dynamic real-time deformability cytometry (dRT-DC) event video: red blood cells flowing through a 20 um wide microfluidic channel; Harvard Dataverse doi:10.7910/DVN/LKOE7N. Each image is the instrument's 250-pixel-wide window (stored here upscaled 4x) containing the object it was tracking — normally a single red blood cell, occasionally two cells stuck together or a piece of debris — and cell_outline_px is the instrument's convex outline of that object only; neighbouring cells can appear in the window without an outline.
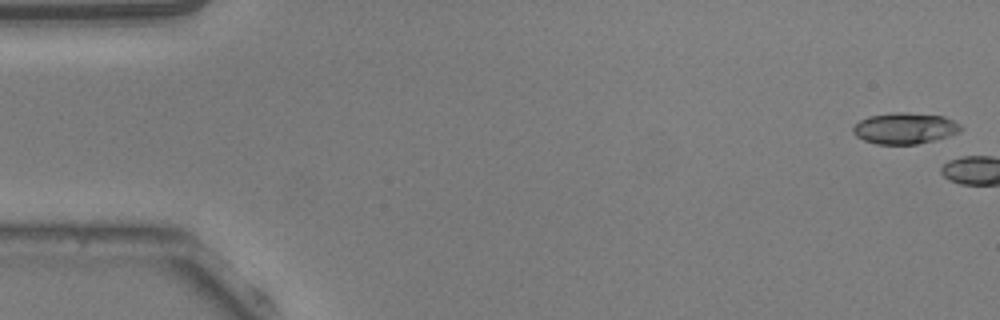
{"species": "common noctule bat (a hibernating species)", "species_latin": "Nyctalus noctula", "temperature_condition": "warm", "stored_images_in_passage": 4, "camera_frame_rate_fps": 3000, "um_per_image_px": 0.085, "animal": {"sex": "male", "body_mass_g": 20.5, "forearm_length_mm": 52.5}, "frame": {"image": 1, "passage_image": 1, "time_ms": 0.0, "image_size_px": [1000, 320], "cell_outline_px": [[964, 128], [960, 132], [948, 136], [916, 144], [876, 144], [864, 140], [856, 136], [852, 132], [852, 128], [860, 120], [868, 116], [896, 112], [908, 112], [944, 116], [960, 124]], "centroid_in_image_um": [76.91, 10.9], "position_along_channel_um": 8.1, "area_um2": 19.59}}